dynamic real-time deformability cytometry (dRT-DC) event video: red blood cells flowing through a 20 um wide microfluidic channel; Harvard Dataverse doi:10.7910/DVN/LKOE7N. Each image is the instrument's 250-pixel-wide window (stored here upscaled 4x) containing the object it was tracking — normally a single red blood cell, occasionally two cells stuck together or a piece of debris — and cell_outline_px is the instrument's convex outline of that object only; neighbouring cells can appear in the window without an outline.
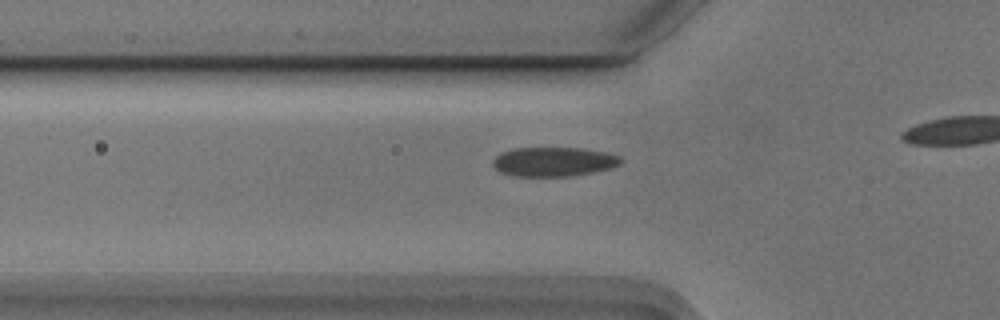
{"species": "Egyptian fruit bat (a non-hibernating species)", "species_latin": "Rousettus aegyptiacus", "temperature_condition": "cold", "stored_images_in_passage": 4, "camera_frame_rate_fps": 3000, "um_per_image_px": 0.085, "animal": {"sex": "male"}, "frame": {"image": 1, "passage_image": 4, "time_ms": 1.0, "image_size_px": [1000, 320], "cell_outline_px": [[624, 160], [620, 164], [612, 168], [592, 172], [564, 176], [512, 176], [500, 172], [492, 164], [492, 160], [500, 152], [512, 148], [584, 148], [608, 152], [620, 156]], "centroid_in_image_um": [47.06, 13.73], "position_along_channel_um": 78.7, "area_um2": 22.02}}